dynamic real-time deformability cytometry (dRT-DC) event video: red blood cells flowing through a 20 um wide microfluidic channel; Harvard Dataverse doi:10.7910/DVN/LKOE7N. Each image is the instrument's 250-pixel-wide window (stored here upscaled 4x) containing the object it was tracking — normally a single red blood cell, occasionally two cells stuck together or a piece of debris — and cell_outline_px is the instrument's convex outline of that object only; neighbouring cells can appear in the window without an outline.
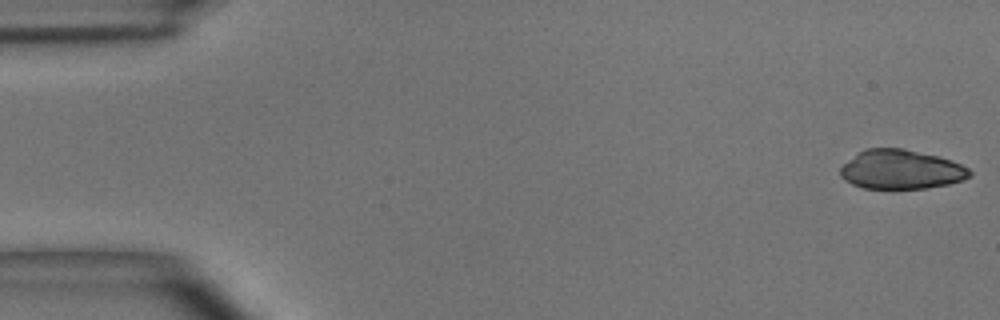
{"species": "common noctule bat (a hibernating species)", "species_latin": "Nyctalus noctula", "temperature_condition": "room temperature", "stored_images_in_passage": 48, "camera_frame_rate_fps": 3000, "um_per_image_px": 0.085, "animal": {"sex": "male", "body_mass_g": 15.6}, "frame": {"image": 1, "passage_image": 1, "time_ms": 0.0, "image_size_px": [1000, 320], "cell_outline_px": [[972, 176], [964, 180], [948, 184], [924, 188], [864, 188], [852, 184], [844, 180], [840, 176], [840, 168], [844, 164], [864, 148], [904, 148], [940, 156], [952, 160], [968, 168], [972, 172]], "centroid_in_image_um": [76.61, 14.4], "position_along_channel_um": 8.4, "area_um2": 29.65}}
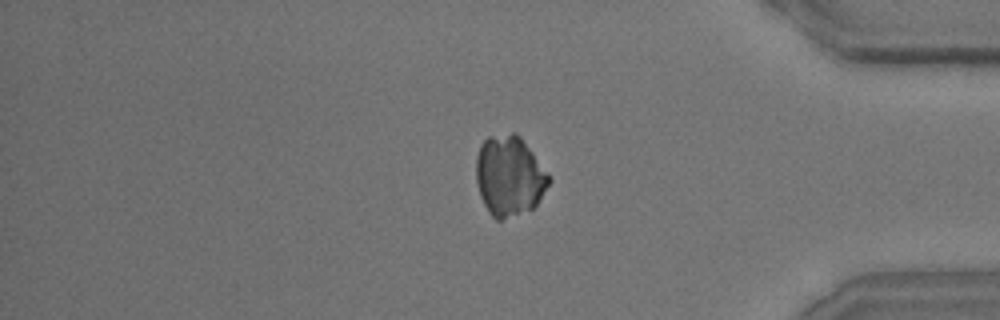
{"frame": {"image": 2, "passage_image": 45, "time_ms": 14.667, "image_size_px": [1000, 320], "cell_outline_px": [[552, 180], [536, 204], [532, 208], [500, 220], [496, 220], [488, 212], [480, 196], [476, 180], [476, 156], [480, 144], [488, 136], [512, 132], [516, 132], [520, 136], [532, 152]], "centroid_in_image_um": [43.26, 14.93], "position_along_channel_um": 391.9, "area_um2": 33.87}}